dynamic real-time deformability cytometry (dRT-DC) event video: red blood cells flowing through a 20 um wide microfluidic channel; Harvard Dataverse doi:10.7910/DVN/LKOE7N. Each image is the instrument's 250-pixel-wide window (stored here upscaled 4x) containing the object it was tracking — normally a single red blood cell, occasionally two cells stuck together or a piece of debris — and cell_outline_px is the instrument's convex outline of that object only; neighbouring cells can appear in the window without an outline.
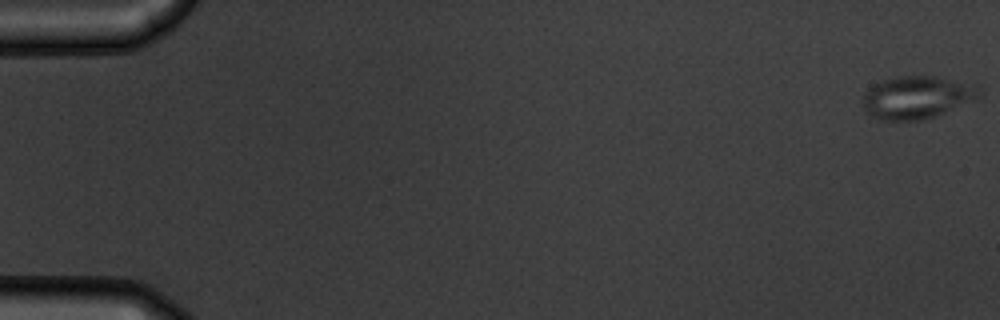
{"species": "common noctule bat (a hibernating species)", "species_latin": "Nyctalus noctula", "temperature_condition": "warm", "stored_images_in_passage": 55, "camera_frame_rate_fps": 3000, "um_per_image_px": 0.085, "animal": {"sex": "male", "body_mass_g": 19.5, "forearm_length_mm": 54.6}, "frame": {"image": 1, "passage_image": 1, "time_ms": 0.0, "image_size_px": [1000, 320], "cell_outline_px": [[984, 92], [980, 96], [932, 116], [920, 120], [880, 120], [872, 116], [864, 108], [860, 100], [860, 96], [868, 88], [884, 80], [896, 76], [932, 76], [980, 84], [984, 88]], "centroid_in_image_um": [77.92, 8.24], "position_along_channel_um": 7.1, "area_um2": 28.9}}
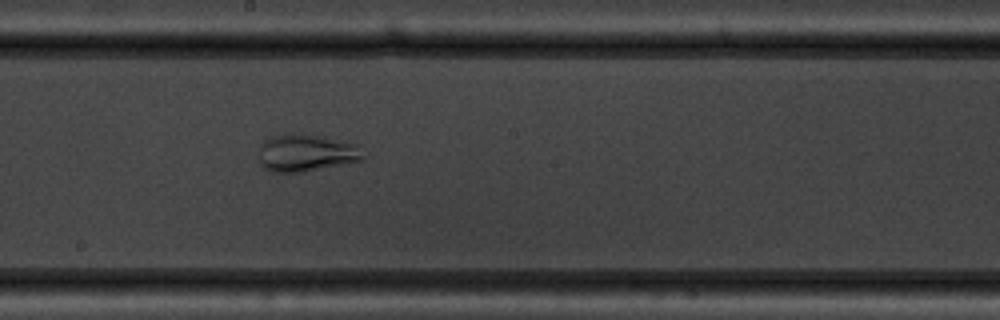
{"frame": {"image": 2, "passage_image": 31, "time_ms": 10.0, "image_size_px": [1000, 320], "cell_outline_px": [[364, 160], [304, 172], [272, 172], [264, 168], [260, 164], [260, 144], [264, 140], [272, 136], [284, 132], [300, 132], [324, 136], [356, 144], [364, 156]], "centroid_in_image_um": [26.0, 12.97], "position_along_channel_um": 222.2, "area_um2": 23.12}}
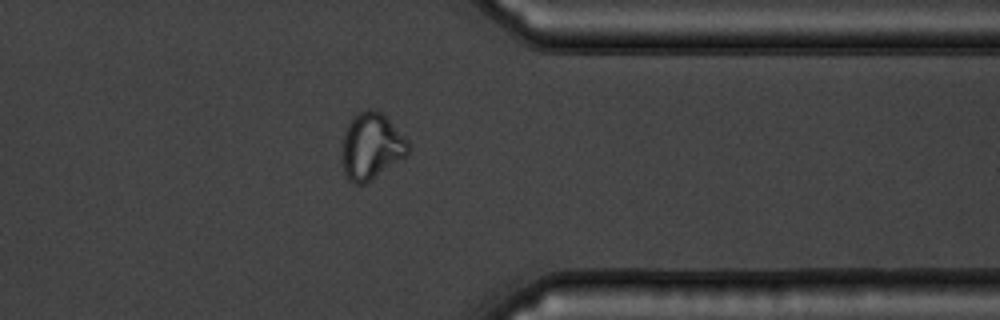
{"frame": {"image": 3, "passage_image": 44, "time_ms": 14.333, "image_size_px": [1000, 320], "cell_outline_px": [[408, 156], [364, 184], [352, 184], [348, 180], [344, 172], [344, 132], [352, 116], [368, 108], [372, 108], [380, 112], [408, 140]], "centroid_in_image_um": [31.58, 12.44], "position_along_channel_um": 379.8, "area_um2": 25.26}, "authors_computed_cell_mechanics": {"area_um2": 27.0504, "velocity_mm_per_s": 3.7692, "shape_relaxation_time_tau1_ms": 5.6112, "shape_relaxation_time_tau2_ms": 1.2021, "deformation_change_tau1": 0.1232, "deformation_change_tau2": 0.0569}}